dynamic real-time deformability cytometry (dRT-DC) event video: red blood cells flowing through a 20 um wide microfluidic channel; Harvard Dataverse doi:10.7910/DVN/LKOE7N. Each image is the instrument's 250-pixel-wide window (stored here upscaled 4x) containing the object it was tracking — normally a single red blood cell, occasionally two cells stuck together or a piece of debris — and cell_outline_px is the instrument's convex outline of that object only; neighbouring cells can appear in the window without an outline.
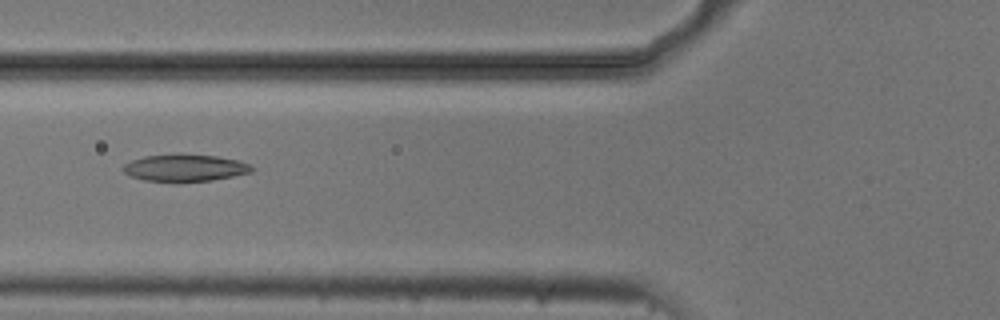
{"species": "common noctule bat (a hibernating species)", "species_latin": "Nyctalus noctula", "temperature_condition": "cold", "stored_images_in_passage": 6, "camera_frame_rate_fps": 3000, "um_per_image_px": 0.085, "animal": {"sex": "male", "body_mass_g": 20.5, "forearm_length_mm": 52.5}, "frame": {"image": 1, "passage_image": 6, "time_ms": 1.667, "image_size_px": [1000, 320], "cell_outline_px": [[256, 168], [252, 172], [212, 180], [144, 180], [132, 176], [124, 172], [120, 168], [124, 164], [132, 160], [144, 156], [216, 156], [236, 160], [248, 164]], "centroid_in_image_um": [15.73, 14.28], "position_along_channel_um": 110.1, "area_um2": 19.13}}